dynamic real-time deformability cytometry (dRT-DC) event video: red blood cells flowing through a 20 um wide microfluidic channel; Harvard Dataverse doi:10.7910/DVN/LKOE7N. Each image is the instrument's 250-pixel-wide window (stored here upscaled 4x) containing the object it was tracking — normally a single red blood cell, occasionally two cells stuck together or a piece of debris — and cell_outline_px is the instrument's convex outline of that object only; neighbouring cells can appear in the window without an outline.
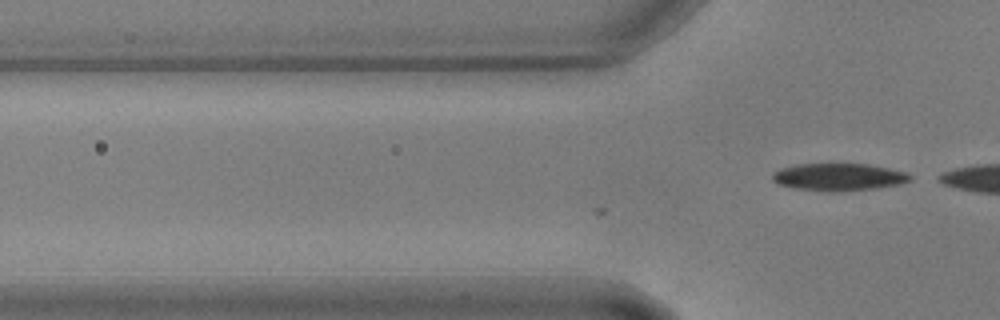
{"species": "common noctule bat (a hibernating species)", "species_latin": "Nyctalus noctula", "temperature_condition": "warm", "stored_images_in_passage": 3, "camera_frame_rate_fps": 3000, "um_per_image_px": 0.085, "animal": {"sex": "male", "body_mass_g": 17.9, "forearm_length_mm": 54.2}, "frame": {"image": 1, "passage_image": 3, "time_ms": 0.667, "image_size_px": [1000, 320], "cell_outline_px": [[912, 180], [900, 184], [872, 188], [836, 192], [828, 192], [796, 188], [776, 184], [772, 180], [772, 172], [780, 168], [796, 164], [868, 164], [908, 172], [912, 176]], "centroid_in_image_um": [71.26, 15.04], "position_along_channel_um": 54.5, "area_um2": 22.08}}